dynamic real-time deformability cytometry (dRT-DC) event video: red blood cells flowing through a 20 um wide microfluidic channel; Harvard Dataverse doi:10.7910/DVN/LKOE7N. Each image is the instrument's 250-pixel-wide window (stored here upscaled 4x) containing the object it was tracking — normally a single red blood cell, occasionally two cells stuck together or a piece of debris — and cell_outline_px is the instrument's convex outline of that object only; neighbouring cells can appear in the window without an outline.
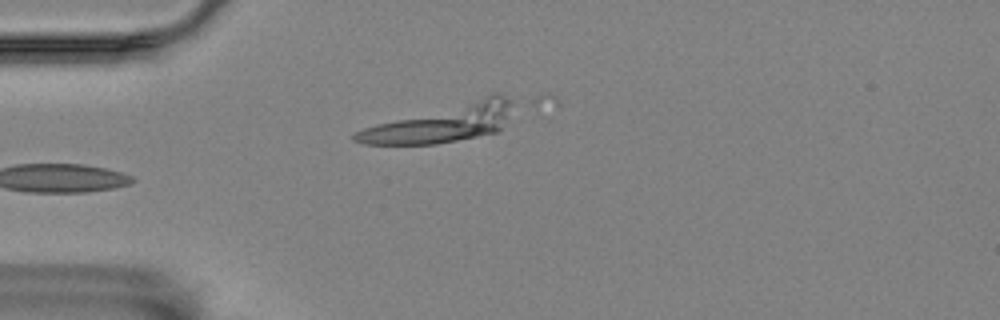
{"species": "Egyptian fruit bat (a non-hibernating species)", "species_latin": "Rousettus aegyptiacus", "temperature_condition": "room temperature", "stored_images_in_passage": 5, "camera_frame_rate_fps": 3000, "um_per_image_px": 0.085, "animal": {"sex": "female"}, "frame": {"image": 1, "passage_image": 5, "time_ms": 1.333, "image_size_px": [1000, 320], "cell_outline_px": [[512, 104], [500, 128], [496, 132], [436, 144], [364, 144], [352, 140], [352, 136], [356, 132], [364, 128], [376, 124], [492, 92], [500, 92], [508, 96], [512, 100]], "centroid_in_image_um": [37.55, 10.43], "position_along_channel_um": 47.4, "area_um2": 34.45}}